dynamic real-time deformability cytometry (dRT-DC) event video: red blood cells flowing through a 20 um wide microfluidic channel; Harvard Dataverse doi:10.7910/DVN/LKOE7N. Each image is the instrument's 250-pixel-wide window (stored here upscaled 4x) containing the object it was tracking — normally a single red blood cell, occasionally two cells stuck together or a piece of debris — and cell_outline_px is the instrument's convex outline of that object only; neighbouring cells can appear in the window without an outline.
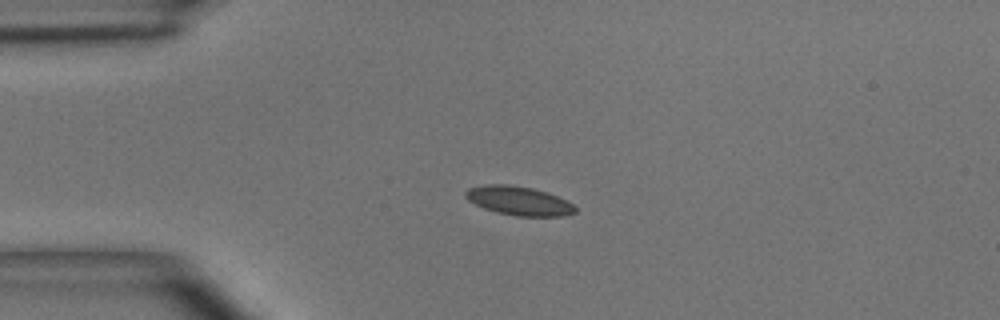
{"species": "common noctule bat (a hibernating species)", "species_latin": "Nyctalus noctula", "temperature_condition": "room temperature", "stored_images_in_passage": 4, "camera_frame_rate_fps": 3000, "um_per_image_px": 0.085, "animal": {"sex": "male", "body_mass_g": 15.6}, "frame": {"image": 1, "passage_image": 3, "time_ms": 2.333, "image_size_px": [1000, 320], "cell_outline_px": [[576, 212], [564, 216], [516, 216], [496, 212], [484, 208], [468, 200], [464, 196], [464, 192], [468, 188], [484, 184], [504, 184], [532, 188], [556, 196], [572, 204], [576, 208]], "centroid_in_image_um": [44.05, 17.07], "position_along_channel_um": 40.9, "area_um2": 18.32}}